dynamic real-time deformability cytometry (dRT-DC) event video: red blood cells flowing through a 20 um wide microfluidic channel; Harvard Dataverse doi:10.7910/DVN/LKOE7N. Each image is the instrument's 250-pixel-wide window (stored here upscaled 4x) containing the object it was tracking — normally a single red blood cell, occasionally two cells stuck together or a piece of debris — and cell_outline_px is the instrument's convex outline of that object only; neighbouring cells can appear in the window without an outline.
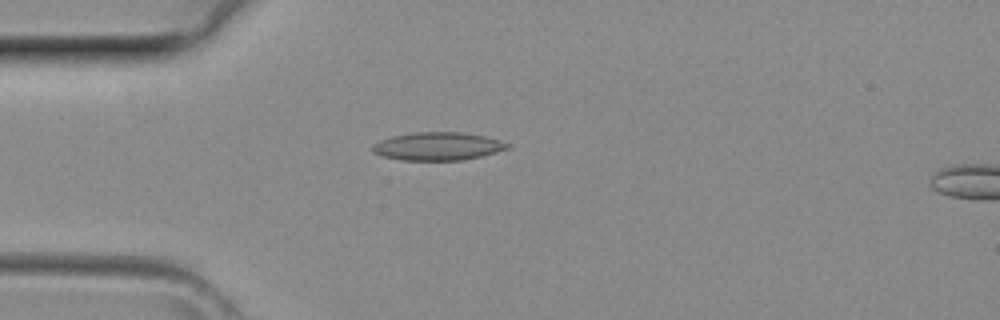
{"species": "common noctule bat (a hibernating species)", "species_latin": "Nyctalus noctula", "temperature_condition": "room temperature", "stored_images_in_passage": 3, "camera_frame_rate_fps": 3000, "um_per_image_px": 0.085, "animal": {"sex": "female", "body_mass_g": 29.2, "forearm_length_mm": 56.3}, "frame": {"image": 1, "passage_image": 3, "time_ms": 0.667, "image_size_px": [1000, 320], "cell_outline_px": [[512, 148], [480, 156], [460, 160], [400, 160], [384, 156], [372, 152], [372, 144], [380, 140], [392, 136], [416, 132], [464, 132], [488, 136], [508, 144]], "centroid_in_image_um": [37.21, 12.42], "position_along_channel_um": 47.8, "area_um2": 22.08}}